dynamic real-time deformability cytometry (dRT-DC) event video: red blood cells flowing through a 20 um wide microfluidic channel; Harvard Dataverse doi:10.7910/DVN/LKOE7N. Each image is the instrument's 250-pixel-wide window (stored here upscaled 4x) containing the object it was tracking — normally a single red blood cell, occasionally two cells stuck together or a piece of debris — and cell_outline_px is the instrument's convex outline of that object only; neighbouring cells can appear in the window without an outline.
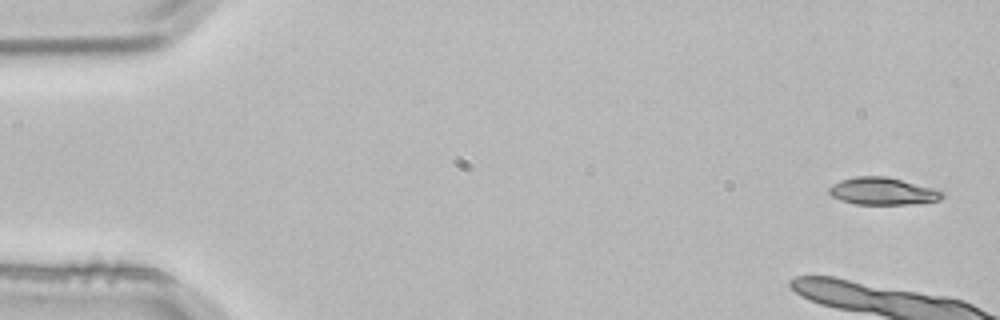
{"species": "common noctule bat (a hibernating species)", "species_latin": "Nyctalus noctula", "temperature_condition": "room temperature", "stored_images_in_passage": 6, "segment_of_instrument_passage": [2, 2], "camera_frame_rate_fps": 3000, "um_per_image_px": 0.085, "animal": {"sex": "male", "body_mass_g": 21.5, "forearm_length_mm": 52.0}, "frame": {"image": 1, "passage_image": 6, "time_ms": 1.667, "image_size_px": [1000, 320], "cell_outline_px": [[944, 196], [940, 200], [908, 204], [856, 204], [840, 200], [832, 196], [828, 192], [828, 188], [832, 184], [840, 180], [856, 176], [884, 176], [932, 188], [944, 192]], "centroid_in_image_um": [74.98, 16.25], "position_along_channel_um": 10.0, "area_um2": 17.8}}